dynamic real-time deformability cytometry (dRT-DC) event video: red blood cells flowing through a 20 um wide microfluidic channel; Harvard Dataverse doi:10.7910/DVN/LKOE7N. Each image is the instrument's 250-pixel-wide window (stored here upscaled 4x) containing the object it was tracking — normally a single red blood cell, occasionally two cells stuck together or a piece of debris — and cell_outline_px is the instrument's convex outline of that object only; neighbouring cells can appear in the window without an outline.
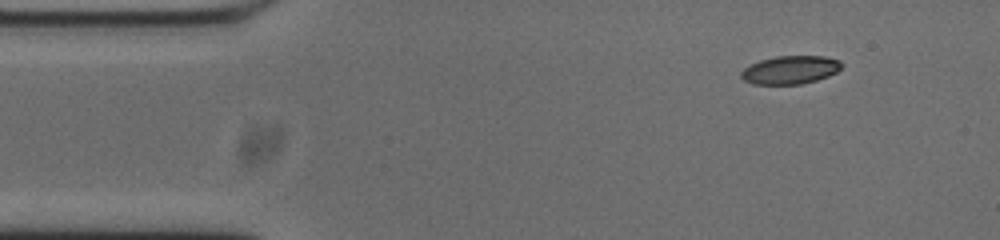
{"species": "common noctule bat (a hibernating species)", "species_latin": "Nyctalus noctula", "temperature_condition": "cold", "stored_images_in_passage": 49, "camera_frame_rate_fps": 3000, "um_per_image_px": 0.085, "animal": {"sex": "male", "body_mass_g": 20.0, "forearm_length_mm": 53.3}, "frame": {"image": 1, "passage_image": 1, "time_ms": 0.0, "image_size_px": [1000, 240], "cell_outline_px": [[840, 68], [836, 72], [828, 76], [816, 80], [800, 84], [752, 84], [744, 80], [740, 76], [740, 72], [744, 68], [760, 60], [776, 56], [824, 56], [840, 60]], "centroid_in_image_um": [67.14, 5.94], "position_along_channel_um": 17.9, "area_um2": 16.42}}
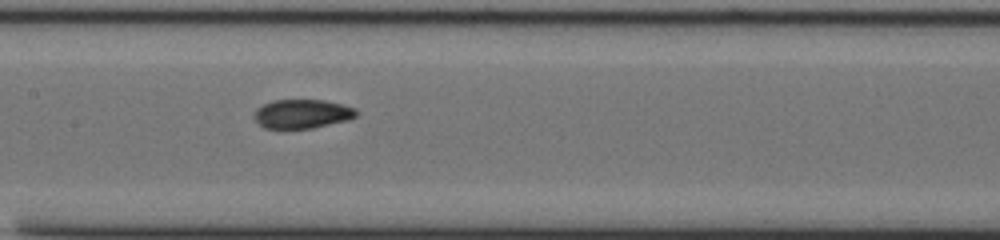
{"frame": {"image": 2, "passage_image": 20, "time_ms": 6.333, "image_size_px": [1000, 240], "cell_outline_px": [[360, 112], [356, 116], [348, 120], [312, 128], [264, 128], [256, 120], [256, 108], [272, 100], [324, 100], [356, 108]], "centroid_in_image_um": [25.73, 9.67], "position_along_channel_um": 181.7, "area_um2": 17.11}}
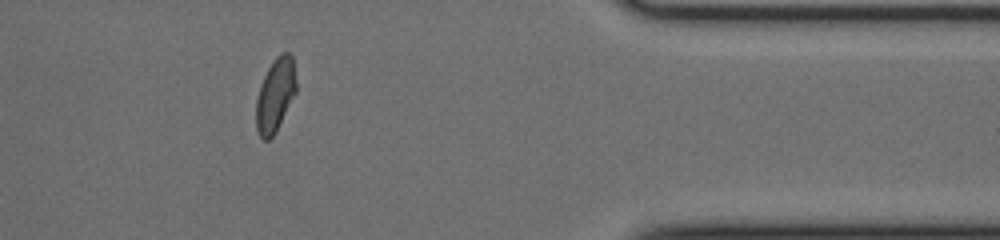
{"frame": {"image": 3, "passage_image": 39, "time_ms": 12.667, "image_size_px": [1000, 240], "cell_outline_px": [[296, 92], [276, 132], [268, 140], [264, 140], [260, 136], [256, 128], [256, 100], [260, 84], [272, 60], [280, 52], [288, 52], [292, 56], [296, 80]], "centroid_in_image_um": [23.4, 8.06], "position_along_channel_um": 388.0, "area_um2": 17.22}, "authors_computed_cell_mechanics": {"area_um2": 17.3978, "velocity_mm_per_s": 3.7373, "shape_relaxation_time_tau1_ms": 5.2986, "shape_relaxation_time_tau2_ms": 1.6896, "deformation_change_tau1": 0.1835, "deformation_change_tau2": 0.0589}}